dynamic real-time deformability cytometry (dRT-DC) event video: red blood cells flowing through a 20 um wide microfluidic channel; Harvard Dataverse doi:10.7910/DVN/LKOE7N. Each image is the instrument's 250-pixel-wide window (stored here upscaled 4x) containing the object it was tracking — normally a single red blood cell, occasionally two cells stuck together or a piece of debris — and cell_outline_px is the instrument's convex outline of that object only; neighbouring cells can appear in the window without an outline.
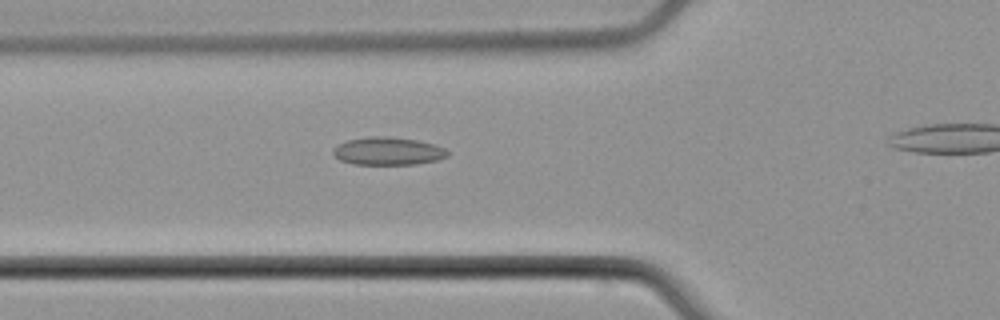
{"species": "common noctule bat (a hibernating species)", "species_latin": "Nyctalus noctula", "temperature_condition": "cold", "stored_images_in_passage": 5, "camera_frame_rate_fps": 3000, "um_per_image_px": 0.085, "animal": {"sex": "male", "body_mass_g": 21.5, "forearm_length_mm": 52.0}, "frame": {"image": 1, "passage_image": 4, "time_ms": 4.333, "image_size_px": [1000, 320], "cell_outline_px": [[448, 156], [436, 160], [416, 164], [352, 164], [340, 160], [332, 152], [332, 148], [348, 140], [368, 136], [388, 136], [416, 140], [436, 144], [444, 148], [448, 152]], "centroid_in_image_um": [32.97, 12.84], "position_along_channel_um": 92.8, "area_um2": 18.55}}